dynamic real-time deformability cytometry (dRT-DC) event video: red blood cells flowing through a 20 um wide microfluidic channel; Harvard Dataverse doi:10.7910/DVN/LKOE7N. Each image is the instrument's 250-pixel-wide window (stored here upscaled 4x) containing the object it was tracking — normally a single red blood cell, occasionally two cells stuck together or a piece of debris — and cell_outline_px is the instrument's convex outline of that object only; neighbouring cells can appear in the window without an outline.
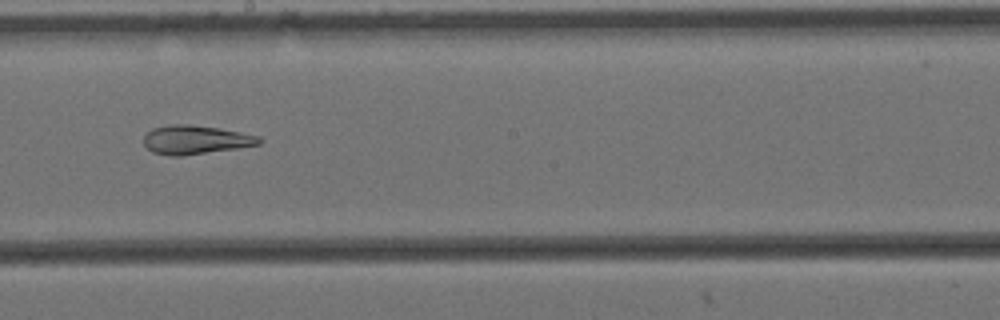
{"species": "Egyptian fruit bat (a non-hibernating species)", "species_latin": "Rousettus aegyptiacus", "temperature_condition": "cold", "stored_images_in_passage": 14, "camera_frame_rate_fps": 3000, "um_per_image_px": 0.085, "animal": {"sex": "female"}, "frame": {"image": 1, "passage_image": 8, "time_ms": 2.333, "image_size_px": [1000, 320], "cell_outline_px": [[260, 144], [236, 148], [180, 156], [172, 156], [152, 152], [144, 144], [144, 136], [152, 128], [168, 124], [188, 124], [220, 128], [260, 136]], "centroid_in_image_um": [16.59, 11.87], "position_along_channel_um": 231.6, "area_um2": 19.25}}
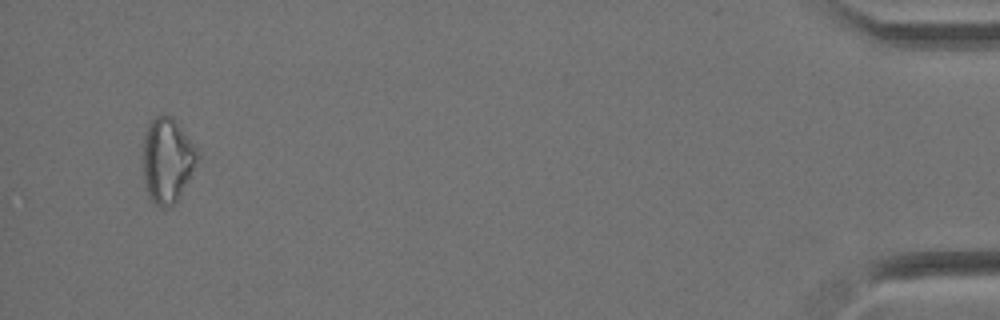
{"frame": {"image": 2, "passage_image": 14, "time_ms": 4.333, "image_size_px": [1000, 320], "cell_outline_px": [[196, 160], [176, 200], [168, 208], [160, 208], [148, 196], [144, 188], [144, 136], [148, 124], [160, 112], [172, 116], [188, 136], [196, 148]], "centroid_in_image_um": [14.16, 13.58], "position_along_channel_um": 421.0, "area_um2": 26.24}}